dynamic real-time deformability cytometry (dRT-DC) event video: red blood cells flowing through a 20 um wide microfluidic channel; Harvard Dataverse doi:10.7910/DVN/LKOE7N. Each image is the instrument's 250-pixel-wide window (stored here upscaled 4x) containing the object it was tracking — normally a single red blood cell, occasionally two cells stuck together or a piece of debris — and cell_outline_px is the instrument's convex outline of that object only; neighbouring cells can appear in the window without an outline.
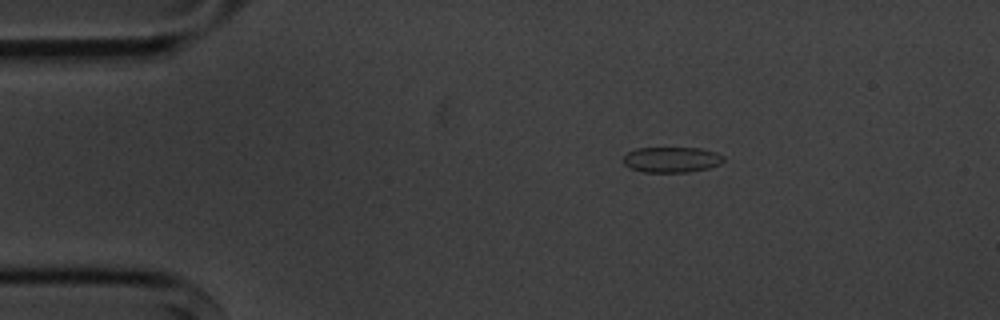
{"species": "common noctule bat (a hibernating species)", "species_latin": "Nyctalus noctula", "temperature_condition": "cold", "stored_images_in_passage": 6, "segment_of_instrument_passage": [2, 2], "camera_frame_rate_fps": 3000, "um_per_image_px": 0.085, "animal": {"sex": "male", "body_mass_g": 20.1, "forearm_length_mm": 53.5}, "frame": {"image": 1, "passage_image": 6, "time_ms": 6.667, "image_size_px": [1000, 320], "cell_outline_px": [[724, 160], [720, 164], [708, 168], [688, 172], [644, 172], [628, 168], [624, 164], [624, 156], [628, 152], [636, 148], [700, 148], [716, 152], [724, 156]], "centroid_in_image_um": [57.08, 13.57], "position_along_channel_um": 27.9, "area_um2": 14.97}}